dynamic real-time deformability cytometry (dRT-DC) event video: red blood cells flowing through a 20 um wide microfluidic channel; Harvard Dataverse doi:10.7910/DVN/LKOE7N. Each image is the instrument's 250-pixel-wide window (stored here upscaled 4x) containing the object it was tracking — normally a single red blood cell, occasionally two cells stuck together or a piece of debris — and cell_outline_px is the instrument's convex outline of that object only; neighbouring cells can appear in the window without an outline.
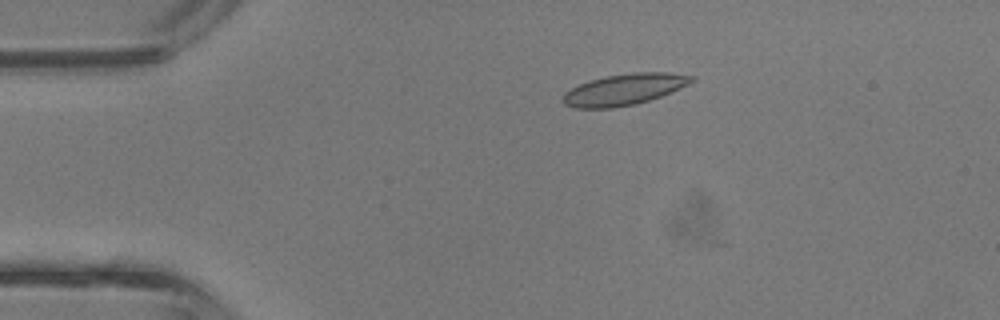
{"species": "common noctule bat (a hibernating species)", "species_latin": "Nyctalus noctula", "temperature_condition": "room temperature", "stored_images_in_passage": 21, "camera_frame_rate_fps": 3000, "um_per_image_px": 0.085, "animal": {"sex": "male", "body_mass_g": 13.3}, "frame": {"image": 1, "passage_image": 9, "time_ms": 2.667, "image_size_px": [1000, 320], "cell_outline_px": [[696, 80], [680, 88], [660, 96], [636, 104], [612, 108], [576, 108], [564, 104], [560, 100], [560, 96], [564, 92], [588, 80], [604, 76], [632, 72], [668, 72], [696, 76]], "centroid_in_image_um": [53.03, 7.59], "position_along_channel_um": 32.0, "area_um2": 23.64}}
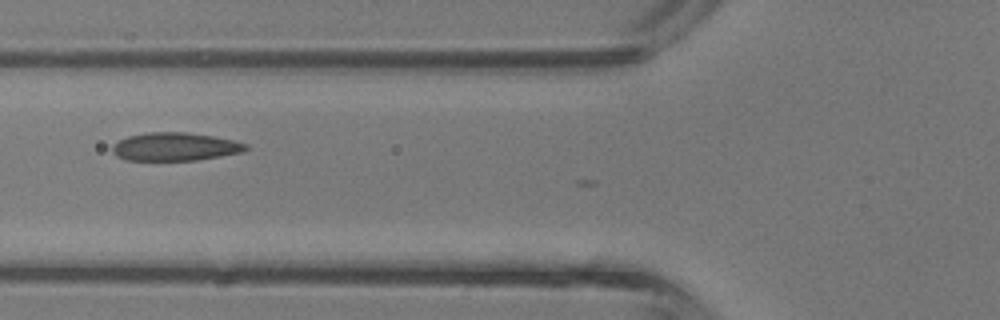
{"frame": {"image": 2, "passage_image": 17, "time_ms": 5.333, "image_size_px": [1000, 320], "cell_outline_px": [[248, 148], [244, 152], [196, 160], [124, 160], [116, 156], [112, 152], [112, 148], [120, 140], [128, 136], [148, 132], [188, 132], [212, 136], [232, 140], [248, 144]], "centroid_in_image_um": [14.89, 12.47], "position_along_channel_um": 110.9, "area_um2": 21.85}}
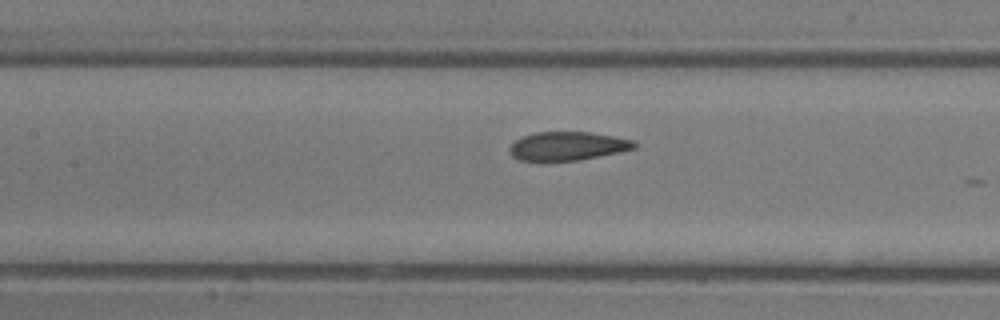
{"frame": {"image": 3, "passage_image": 20, "time_ms": 6.333, "image_size_px": [1000, 320], "cell_outline_px": [[636, 148], [620, 152], [580, 160], [544, 164], [540, 164], [520, 160], [512, 156], [508, 148], [516, 140], [524, 136], [536, 132], [588, 132], [636, 140]], "centroid_in_image_um": [48.2, 12.47], "position_along_channel_um": 159.2, "area_um2": 21.56}}